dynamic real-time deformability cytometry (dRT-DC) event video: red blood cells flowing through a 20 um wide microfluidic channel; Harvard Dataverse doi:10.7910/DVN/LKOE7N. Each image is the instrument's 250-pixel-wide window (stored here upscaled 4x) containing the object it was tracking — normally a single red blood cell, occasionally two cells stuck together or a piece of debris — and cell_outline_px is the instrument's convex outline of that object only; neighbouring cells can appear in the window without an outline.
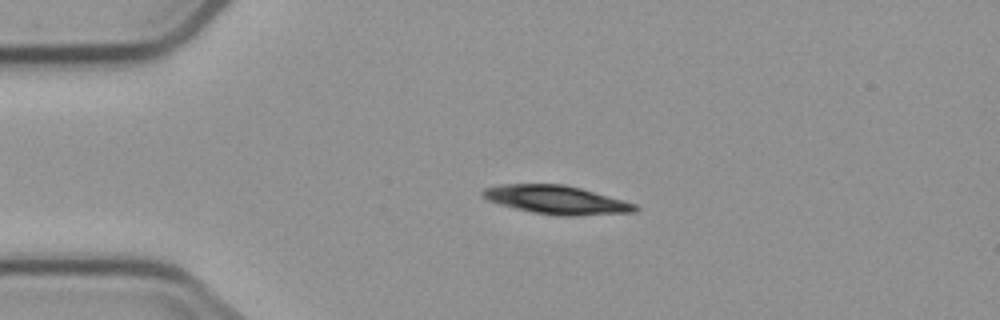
{"species": "common noctule bat (a hibernating species)", "species_latin": "Nyctalus noctula", "temperature_condition": "cold", "stored_images_in_passage": 3, "camera_frame_rate_fps": 3000, "um_per_image_px": 0.085, "animal": {"sex": "male", "body_mass_g": 23.1, "forearm_length_mm": 52.7}, "frame": {"image": 1, "passage_image": 3, "time_ms": 2.333, "image_size_px": [1000, 320], "cell_outline_px": [[640, 208], [636, 212], [572, 216], [564, 216], [532, 212], [500, 204], [488, 200], [480, 192], [484, 188], [500, 184], [564, 184], [580, 188], [636, 204]], "centroid_in_image_um": [47.3, 16.98], "position_along_channel_um": 37.7, "area_um2": 25.09}}